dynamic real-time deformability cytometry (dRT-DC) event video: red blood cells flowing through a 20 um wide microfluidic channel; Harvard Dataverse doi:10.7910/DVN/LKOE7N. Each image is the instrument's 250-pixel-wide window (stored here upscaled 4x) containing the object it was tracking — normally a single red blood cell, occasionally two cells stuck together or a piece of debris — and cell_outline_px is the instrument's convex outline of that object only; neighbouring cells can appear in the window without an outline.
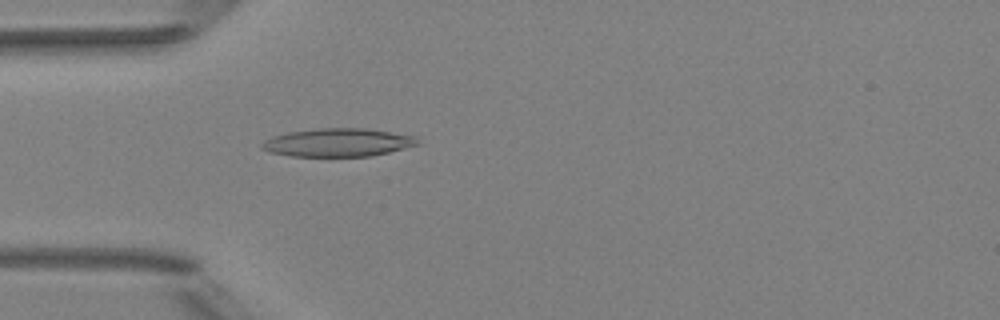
{"species": "Egyptian fruit bat (a non-hibernating species)", "species_latin": "Rousettus aegyptiacus", "temperature_condition": "room temperature", "stored_images_in_passage": 3, "camera_frame_rate_fps": 3000, "um_per_image_px": 0.085, "animal": {"sex": "female"}, "frame": {"image": 1, "passage_image": 3, "time_ms": 2.333, "image_size_px": [1000, 320], "cell_outline_px": [[420, 144], [372, 156], [292, 156], [272, 152], [260, 148], [260, 144], [264, 140], [272, 136], [288, 132], [316, 128], [364, 128], [416, 136]], "centroid_in_image_um": [28.7, 12.1], "position_along_channel_um": 56.3, "area_um2": 25.55}}